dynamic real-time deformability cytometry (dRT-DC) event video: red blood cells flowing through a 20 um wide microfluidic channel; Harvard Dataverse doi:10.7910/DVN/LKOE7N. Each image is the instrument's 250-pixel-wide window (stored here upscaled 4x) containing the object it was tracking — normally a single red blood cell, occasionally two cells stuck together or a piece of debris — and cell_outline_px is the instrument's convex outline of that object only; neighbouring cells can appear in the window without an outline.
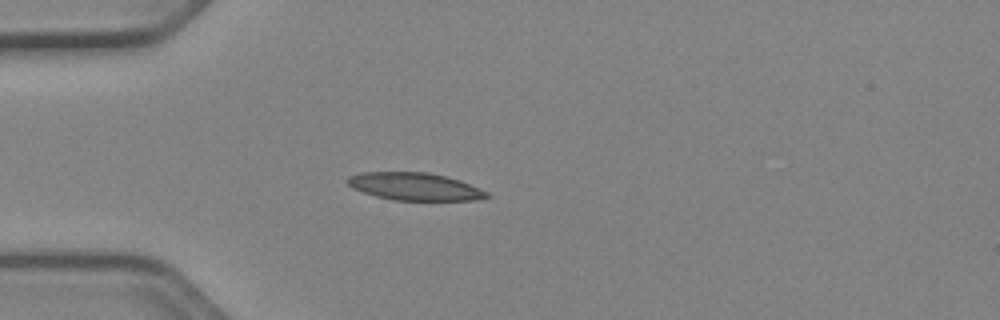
{"species": "Egyptian fruit bat (a non-hibernating species)", "species_latin": "Rousettus aegyptiacus", "temperature_condition": "cold", "stored_images_in_passage": 38, "camera_frame_rate_fps": 3000, "um_per_image_px": 0.085, "animal": {"sex": "female"}, "frame": {"image": 1, "passage_image": 1, "time_ms": 0.0, "image_size_px": [1000, 320], "cell_outline_px": [[492, 196], [476, 200], [396, 200], [376, 196], [352, 188], [344, 180], [348, 176], [360, 172], [428, 172], [460, 180], [488, 192]], "centroid_in_image_um": [35.23, 15.85], "position_along_channel_um": 49.8, "area_um2": 22.37}}
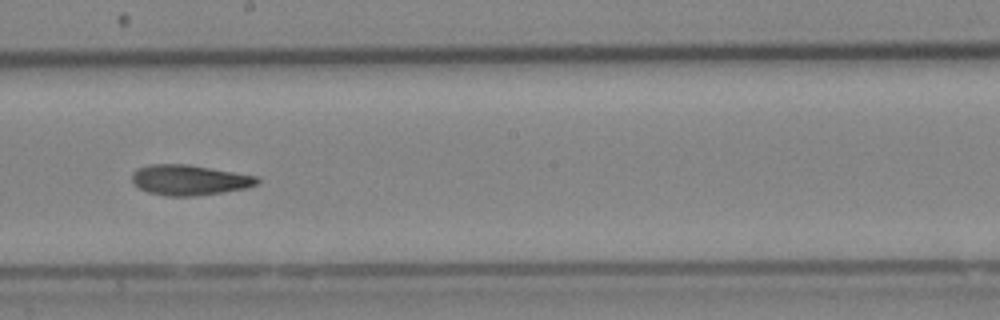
{"frame": {"image": 2, "passage_image": 16, "time_ms": 5.0, "image_size_px": [1000, 320], "cell_outline_px": [[260, 180], [256, 184], [248, 188], [192, 196], [164, 196], [148, 192], [132, 184], [132, 172], [136, 168], [148, 164], [188, 164], [256, 176]], "centroid_in_image_um": [16.03, 15.29], "position_along_channel_um": 232.2, "area_um2": 22.14}}
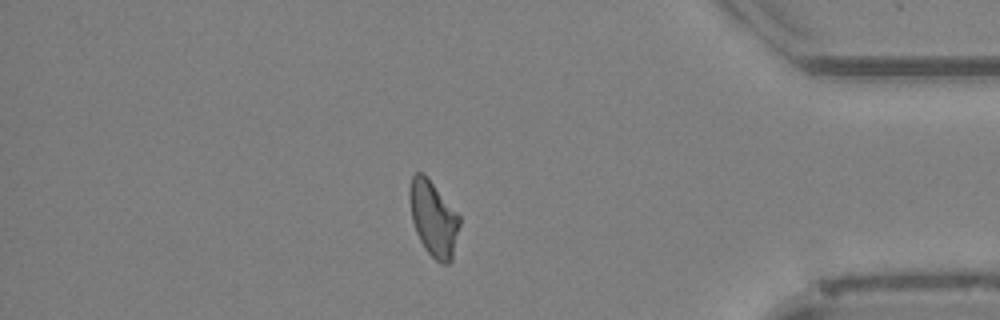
{"frame": {"image": 3, "passage_image": 31, "time_ms": 10.0, "image_size_px": [1000, 320], "cell_outline_px": [[460, 224], [452, 260], [448, 264], [444, 264], [436, 260], [424, 248], [416, 232], [412, 220], [408, 196], [408, 192], [412, 176], [416, 172], [424, 172], [460, 216]], "centroid_in_image_um": [36.83, 18.56], "position_along_channel_um": 398.4, "area_um2": 22.02}, "authors_computed_cell_mechanics": {"area_um2": 21.964, "velocity_mm_per_s": 3.9438, "shape_relaxation_time_tau1_ms": 6.8219, "shape_relaxation_time_tau2_ms": 7.9823, "deformation_change_tau1": 0.1778, "deformation_change_tau2": 0.1492}}